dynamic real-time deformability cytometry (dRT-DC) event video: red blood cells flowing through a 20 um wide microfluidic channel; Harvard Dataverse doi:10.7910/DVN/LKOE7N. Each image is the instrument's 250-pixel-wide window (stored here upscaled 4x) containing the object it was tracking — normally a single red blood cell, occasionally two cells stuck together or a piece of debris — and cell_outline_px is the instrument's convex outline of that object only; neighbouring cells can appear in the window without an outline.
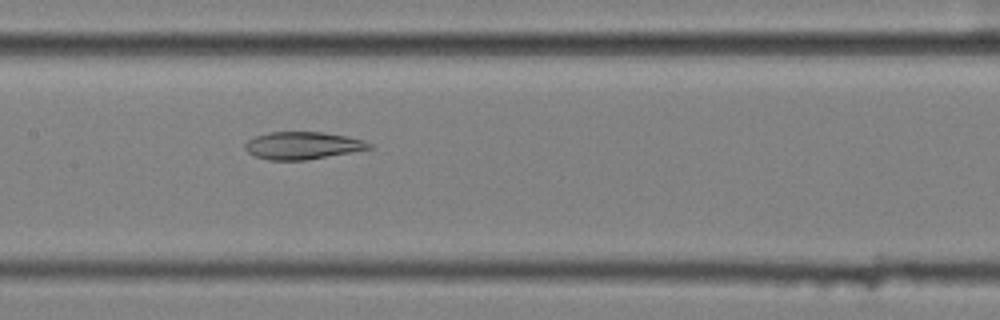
{"species": "common noctule bat (a hibernating species)", "species_latin": "Nyctalus noctula", "temperature_condition": "cold", "stored_images_in_passage": 56, "camera_frame_rate_fps": 3000, "um_per_image_px": 0.085, "animal": {"sex": "female", "body_mass_g": 25.1}, "frame": {"image": 1, "passage_image": 28, "time_ms": 9.0, "image_size_px": [1000, 320], "cell_outline_px": [[372, 148], [304, 160], [268, 160], [256, 156], [248, 152], [244, 148], [244, 144], [248, 140], [256, 136], [268, 132], [324, 132], [348, 136], [364, 140], [372, 144]], "centroid_in_image_um": [25.71, 12.36], "position_along_channel_um": 181.7, "area_um2": 19.71}}
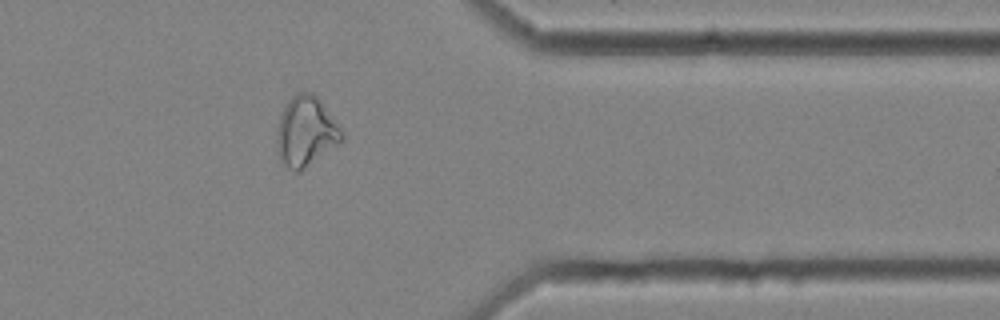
{"frame": {"image": 2, "passage_image": 46, "time_ms": 15.0, "image_size_px": [1000, 320], "cell_outline_px": [[344, 136], [340, 140], [300, 172], [292, 172], [284, 164], [276, 152], [276, 128], [280, 116], [288, 100], [296, 92], [312, 92], [320, 100]], "centroid_in_image_um": [25.91, 11.18], "position_along_channel_um": 385.5, "area_um2": 25.89}}
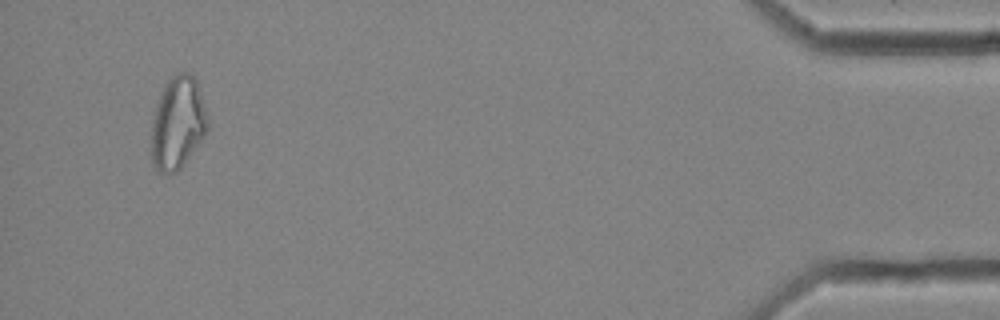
{"frame": {"image": 3, "passage_image": 54, "time_ms": 17.667, "image_size_px": [1000, 320], "cell_outline_px": [[208, 128], [204, 136], [180, 168], [176, 172], [164, 176], [152, 164], [152, 120], [156, 104], [160, 92], [164, 84], [176, 72], [188, 72], [196, 76], [208, 116]], "centroid_in_image_um": [15.11, 10.42], "position_along_channel_um": 420.1, "area_um2": 30.69}, "authors_computed_cell_mechanics": {"area_um2": 26.299, "velocity_mm_per_s": 3.5746, "shape_relaxation_time_tau1_ms": null, "shape_relaxation_time_tau2_ms": 7.3158, "deformation_change_tau1": null, "deformation_change_tau2": 0.1508}}